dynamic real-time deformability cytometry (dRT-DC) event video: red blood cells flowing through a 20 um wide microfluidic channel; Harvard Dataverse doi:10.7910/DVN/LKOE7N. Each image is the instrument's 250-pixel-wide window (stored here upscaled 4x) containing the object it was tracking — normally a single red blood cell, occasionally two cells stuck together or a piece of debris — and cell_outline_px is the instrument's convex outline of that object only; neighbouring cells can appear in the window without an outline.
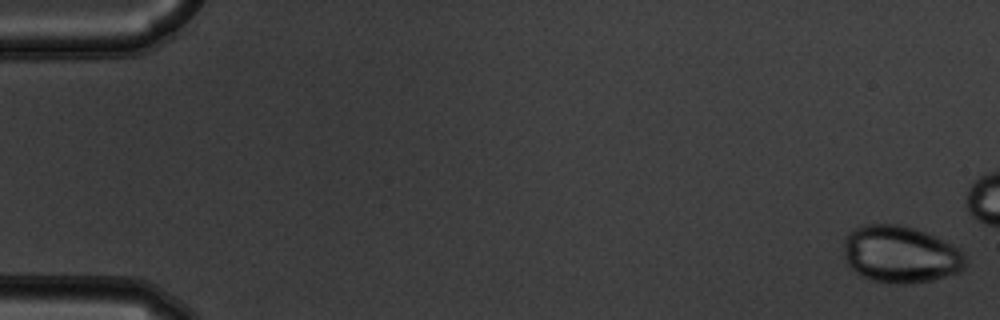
{"species": "common noctule bat (a hibernating species)", "species_latin": "Nyctalus noctula", "temperature_condition": "warm", "stored_images_in_passage": 45, "camera_frame_rate_fps": 3000, "um_per_image_px": 0.085, "animal": {"sex": "male", "body_mass_g": 19.5, "forearm_length_mm": 54.6}, "frame": {"image": 1, "passage_image": 1, "time_ms": 0.0, "image_size_px": [1000, 320], "cell_outline_px": [[968, 260], [964, 268], [960, 272], [932, 280], [904, 284], [900, 284], [872, 280], [856, 272], [848, 264], [844, 252], [844, 236], [848, 232], [856, 228], [868, 224], [896, 224], [912, 228], [924, 232], [964, 252]], "centroid_in_image_um": [76.54, 21.63], "position_along_channel_um": 8.5, "area_um2": 40.06}}
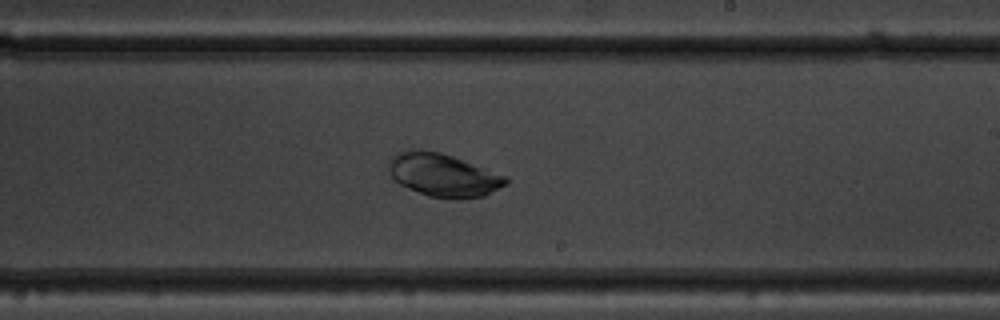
{"frame": {"image": 2, "passage_image": 33, "time_ms": 10.667, "image_size_px": [1000, 320], "cell_outline_px": [[508, 184], [484, 196], [460, 200], [456, 200], [428, 196], [408, 188], [392, 180], [388, 172], [388, 160], [396, 152], [412, 148], [440, 152], [452, 156], [508, 176]], "centroid_in_image_um": [37.65, 14.88], "position_along_channel_um": 251.4, "area_um2": 30.0}}
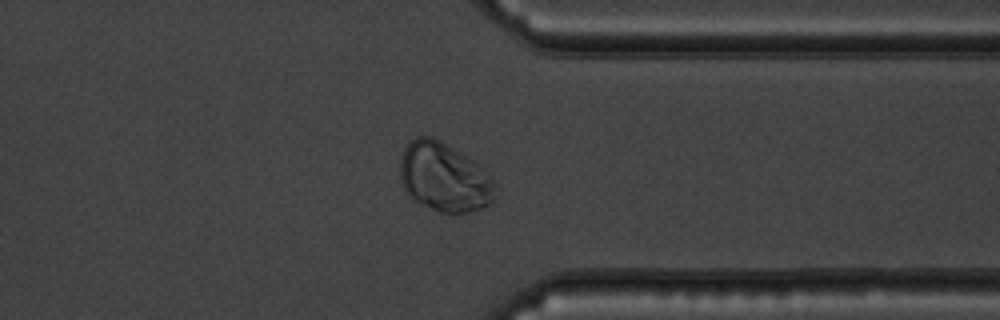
{"frame": {"image": 3, "passage_image": 43, "time_ms": 14.0, "image_size_px": [1000, 320], "cell_outline_px": [[500, 188], [492, 204], [468, 212], [440, 212], [420, 204], [412, 200], [408, 196], [400, 180], [400, 156], [408, 140], [416, 136], [432, 136], [440, 140], [480, 164], [484, 168]], "centroid_in_image_um": [37.77, 15.06], "position_along_channel_um": 373.6, "area_um2": 39.07}}